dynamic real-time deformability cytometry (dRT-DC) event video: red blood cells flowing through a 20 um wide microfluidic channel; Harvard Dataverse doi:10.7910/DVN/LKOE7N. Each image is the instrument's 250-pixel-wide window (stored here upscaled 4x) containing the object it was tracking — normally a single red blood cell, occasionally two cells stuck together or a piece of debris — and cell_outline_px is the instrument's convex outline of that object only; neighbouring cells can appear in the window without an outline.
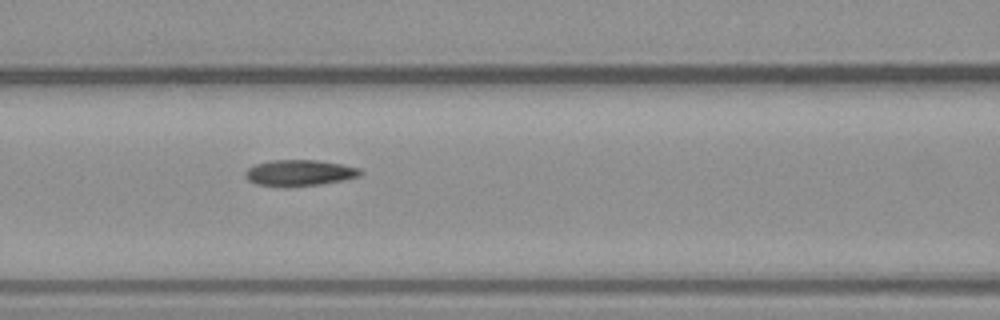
{"species": "common noctule bat (a hibernating species)", "species_latin": "Nyctalus noctula", "temperature_condition": "warm", "stored_images_in_passage": 9, "camera_frame_rate_fps": 3000, "um_per_image_px": 0.085, "animal": {"sex": "male", "body_mass_g": 23.1, "forearm_length_mm": 52.7}, "frame": {"image": 1, "passage_image": 6, "time_ms": 6.667, "image_size_px": [1000, 320], "cell_outline_px": [[364, 172], [360, 176], [344, 180], [320, 184], [288, 188], [284, 188], [256, 184], [248, 180], [244, 176], [244, 172], [248, 168], [256, 164], [268, 160], [316, 160], [340, 164], [360, 168]], "centroid_in_image_um": [25.43, 14.71], "position_along_channel_um": 141.2, "area_um2": 17.86}}
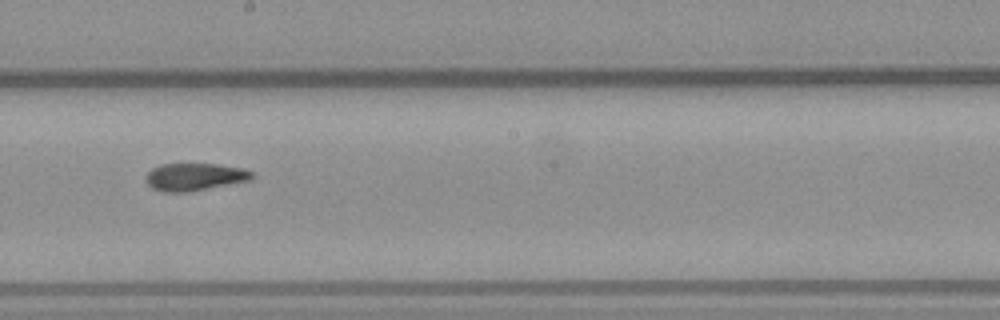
{"frame": {"image": 2, "passage_image": 8, "time_ms": 9.0, "image_size_px": [1000, 320], "cell_outline_px": [[252, 176], [248, 180], [188, 192], [164, 192], [152, 188], [144, 180], [144, 176], [152, 168], [160, 164], [216, 164], [244, 168], [252, 172]], "centroid_in_image_um": [16.47, 15.03], "position_along_channel_um": 231.7, "area_um2": 16.88}}
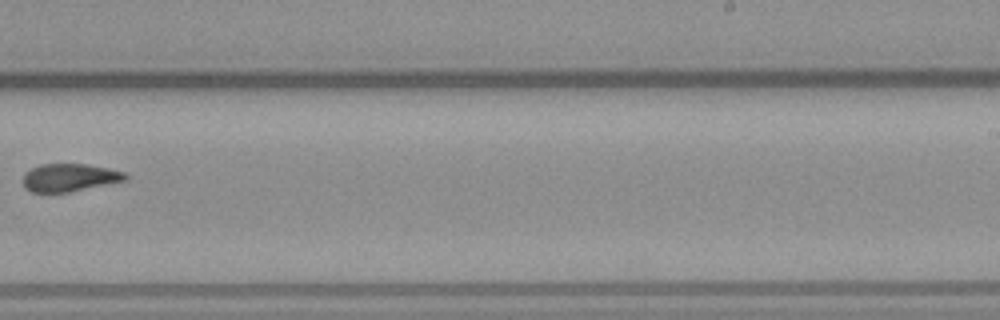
{"frame": {"image": 3, "passage_image": 9, "time_ms": 10.333, "image_size_px": [1000, 320], "cell_outline_px": [[128, 180], [68, 192], [32, 192], [24, 188], [24, 172], [40, 164], [88, 164], [108, 168], [124, 172], [128, 176]], "centroid_in_image_um": [5.92, 15.09], "position_along_channel_um": 283.1, "area_um2": 16.59}}